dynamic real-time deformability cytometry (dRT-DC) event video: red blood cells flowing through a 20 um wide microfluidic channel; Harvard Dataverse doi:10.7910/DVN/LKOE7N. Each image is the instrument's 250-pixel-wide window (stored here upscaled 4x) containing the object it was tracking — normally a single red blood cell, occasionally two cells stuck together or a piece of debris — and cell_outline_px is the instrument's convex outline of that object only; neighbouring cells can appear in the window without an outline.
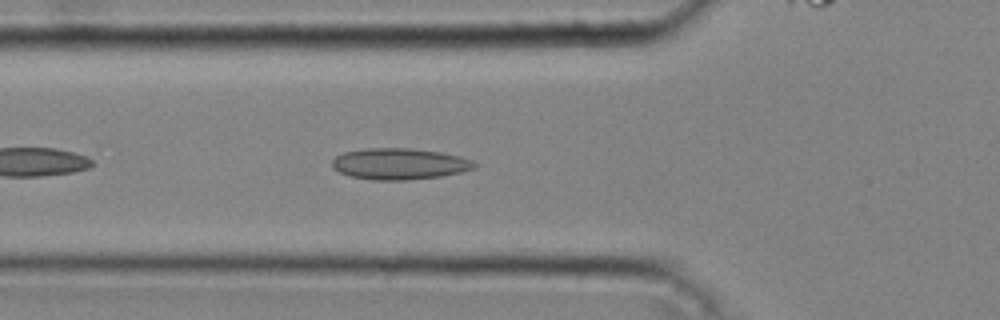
{"species": "common noctule bat (a hibernating species)", "species_latin": "Nyctalus noctula", "temperature_condition": "cold", "stored_images_in_passage": 33, "camera_frame_rate_fps": 3000, "um_per_image_px": 0.085, "animal": {"sex": "male", "body_mass_g": 20.4}, "frame": {"image": 1, "passage_image": 5, "time_ms": 1.333, "image_size_px": [1000, 320], "cell_outline_px": [[476, 168], [460, 172], [440, 176], [404, 180], [372, 180], [352, 176], [340, 172], [332, 168], [332, 160], [336, 156], [344, 152], [368, 148], [412, 148], [440, 152], [460, 156], [472, 160], [476, 164]], "centroid_in_image_um": [33.95, 13.92], "position_along_channel_um": 91.8, "area_um2": 25.84}}
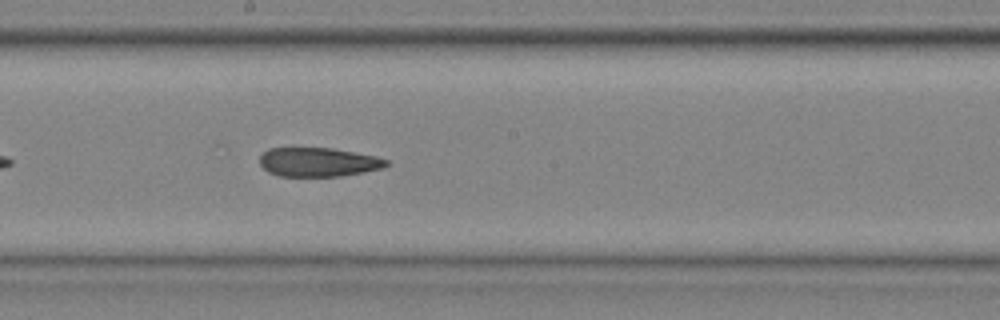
{"frame": {"image": 2, "passage_image": 14, "time_ms": 4.333, "image_size_px": [1000, 320], "cell_outline_px": [[392, 164], [384, 168], [340, 176], [280, 176], [268, 172], [260, 164], [260, 156], [268, 148], [332, 148], [376, 156], [388, 160]], "centroid_in_image_um": [27.08, 13.78], "position_along_channel_um": 221.1, "area_um2": 21.44}}
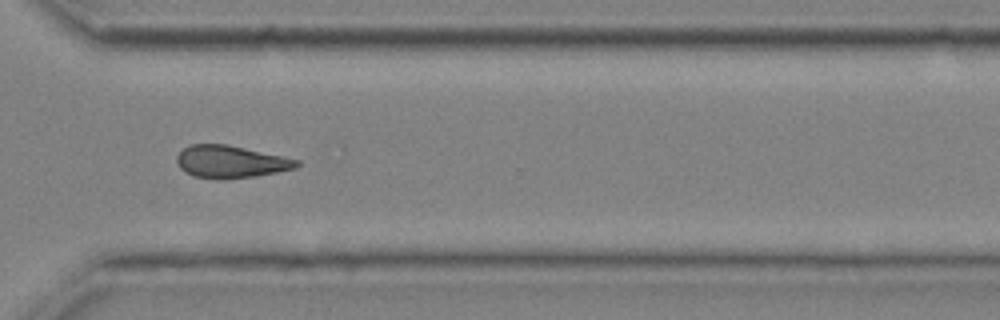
{"frame": {"image": 3, "passage_image": 23, "time_ms": 7.333, "image_size_px": [1000, 320], "cell_outline_px": [[300, 164], [296, 168], [256, 176], [224, 180], [192, 176], [180, 168], [176, 160], [176, 156], [188, 144], [228, 144], [300, 160]], "centroid_in_image_um": [19.59, 13.75], "position_along_channel_um": 351.0, "area_um2": 22.77}, "authors_computed_cell_mechanics": {"area_um2": 22.253, "velocity_mm_per_s": 4.3069, "shape_relaxation_time_tau1_ms": null, "shape_relaxation_time_tau2_ms": 6.1312, "deformation_change_tau1": null, "deformation_change_tau2": 0.1408}}